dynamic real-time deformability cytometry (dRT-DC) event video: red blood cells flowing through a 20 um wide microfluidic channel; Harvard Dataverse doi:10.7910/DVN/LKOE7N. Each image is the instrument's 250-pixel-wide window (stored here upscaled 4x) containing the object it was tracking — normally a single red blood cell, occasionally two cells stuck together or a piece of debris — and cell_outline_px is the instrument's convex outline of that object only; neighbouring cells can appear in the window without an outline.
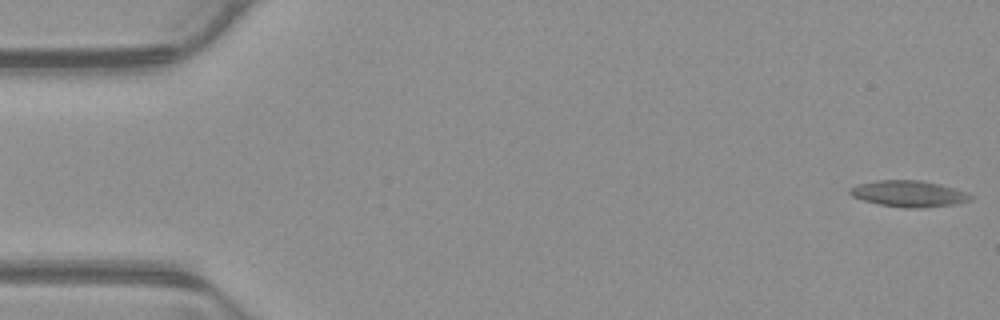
{"species": "common noctule bat (a hibernating species)", "species_latin": "Nyctalus noctula", "temperature_condition": "warm", "stored_images_in_passage": 54, "camera_frame_rate_fps": 3000, "um_per_image_px": 0.085, "animal": {"sex": "male", "body_mass_g": 23.1, "forearm_length_mm": 52.7}, "frame": {"image": 1, "passage_image": 1, "time_ms": 0.0, "image_size_px": [1000, 320], "cell_outline_px": [[972, 200], [952, 204], [920, 208], [904, 208], [880, 204], [864, 200], [852, 196], [848, 192], [848, 188], [860, 184], [876, 180], [920, 180], [940, 184], [964, 192], [972, 196]], "centroid_in_image_um": [77.2, 16.46], "position_along_channel_um": 7.8, "area_um2": 18.21}}
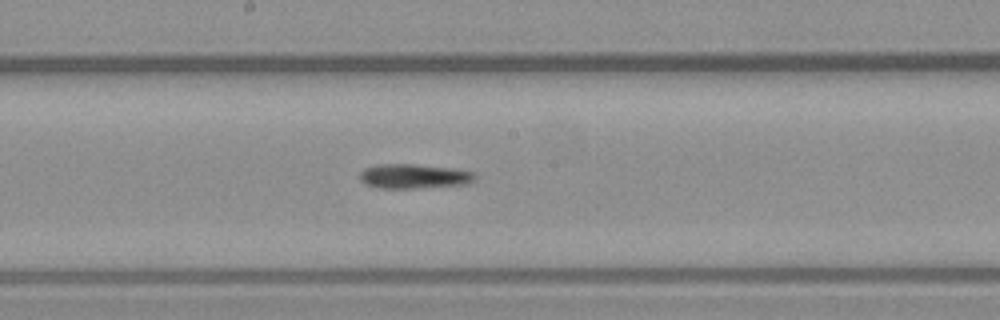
{"frame": {"image": 2, "passage_image": 28, "time_ms": 9.0, "image_size_px": [1000, 320], "cell_outline_px": [[476, 180], [468, 184], [416, 188], [380, 188], [364, 184], [360, 180], [360, 172], [364, 168], [376, 164], [412, 164], [456, 168], [476, 172]], "centroid_in_image_um": [35.22, 14.97], "position_along_channel_um": 213.0, "area_um2": 16.76}}
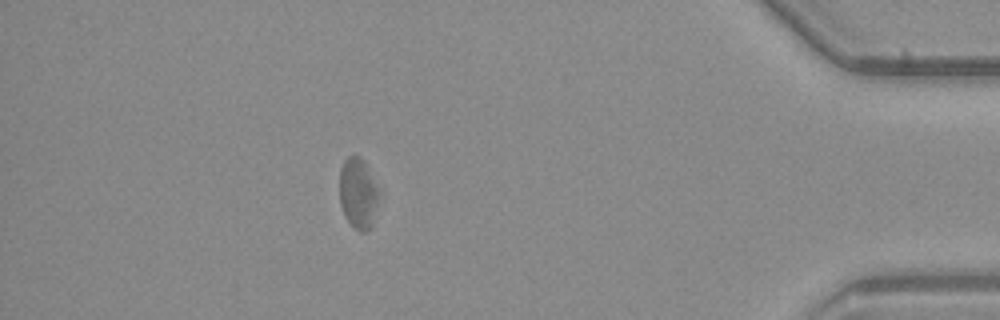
{"frame": {"image": 3, "passage_image": 47, "time_ms": 15.333, "image_size_px": [1000, 320], "cell_outline_px": [[384, 192], [372, 224], [368, 232], [360, 232], [352, 228], [344, 216], [340, 204], [340, 168], [344, 160], [348, 156], [360, 156], [364, 160]], "centroid_in_image_um": [30.52, 16.45], "position_along_channel_um": 404.7, "area_um2": 17.4}}